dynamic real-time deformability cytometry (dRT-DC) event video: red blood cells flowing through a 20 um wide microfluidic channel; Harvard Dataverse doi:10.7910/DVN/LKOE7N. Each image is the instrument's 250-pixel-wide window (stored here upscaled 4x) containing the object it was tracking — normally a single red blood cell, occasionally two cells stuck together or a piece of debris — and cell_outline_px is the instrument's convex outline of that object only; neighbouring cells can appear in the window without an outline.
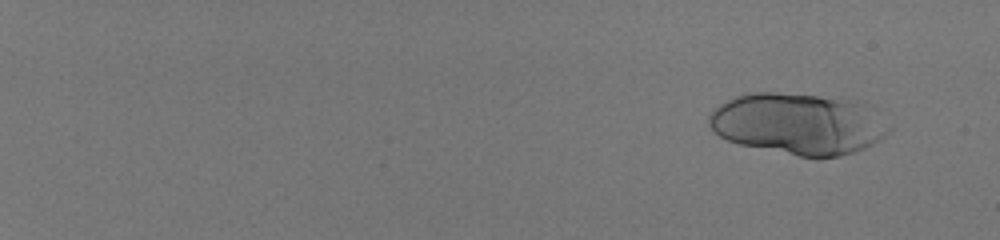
{"species": "human", "species_latin": "Homo sapiens", "temperature_condition": "room temperature", "stored_images_in_passage": 49, "camera_frame_rate_fps": 3000, "um_per_image_px": 0.085, "donor": {"sex": "male"}, "frame": {"image": 1, "passage_image": 6, "time_ms": 1.667, "image_size_px": [1000, 240], "cell_outline_px": [[892, 128], [884, 136], [872, 144], [864, 148], [840, 156], [800, 156], [740, 144], [728, 140], [712, 132], [708, 124], [708, 116], [712, 108], [736, 96], [748, 92], [776, 92], [856, 100]], "centroid_in_image_um": [67.76, 10.51], "position_along_channel_um": 17.2, "area_um2": 63.58}}
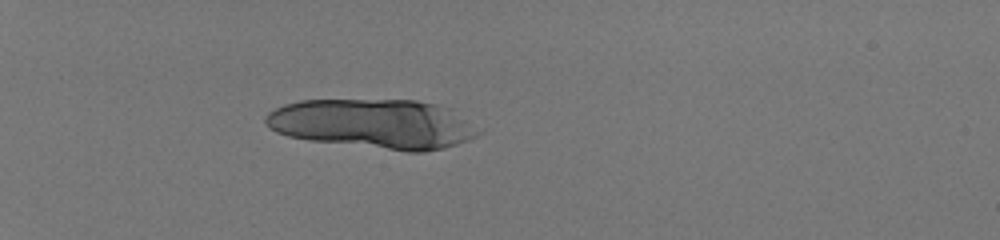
{"frame": {"image": 2, "passage_image": 22, "time_ms": 7.0, "image_size_px": [1000, 240], "cell_outline_px": [[484, 132], [468, 140], [444, 148], [424, 152], [408, 152], [308, 140], [288, 136], [276, 132], [268, 128], [264, 120], [264, 116], [268, 112], [284, 104], [300, 100], [416, 100], [436, 104], [452, 108], [484, 128]], "centroid_in_image_um": [31.82, 10.53], "position_along_channel_um": 53.2, "area_um2": 62.42}}
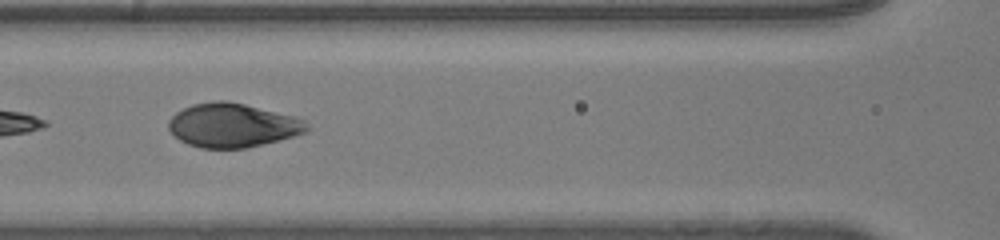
{"frame": {"image": 3, "passage_image": 34, "time_ms": 11.0, "image_size_px": [1000, 240], "cell_outline_px": [[312, 128], [308, 132], [244, 148], [200, 148], [188, 144], [180, 140], [168, 128], [168, 120], [176, 112], [192, 104], [216, 100], [224, 100], [244, 104], [296, 116], [304, 120]], "centroid_in_image_um": [19.78, 10.64], "position_along_channel_um": 146.8, "area_um2": 35.32}}